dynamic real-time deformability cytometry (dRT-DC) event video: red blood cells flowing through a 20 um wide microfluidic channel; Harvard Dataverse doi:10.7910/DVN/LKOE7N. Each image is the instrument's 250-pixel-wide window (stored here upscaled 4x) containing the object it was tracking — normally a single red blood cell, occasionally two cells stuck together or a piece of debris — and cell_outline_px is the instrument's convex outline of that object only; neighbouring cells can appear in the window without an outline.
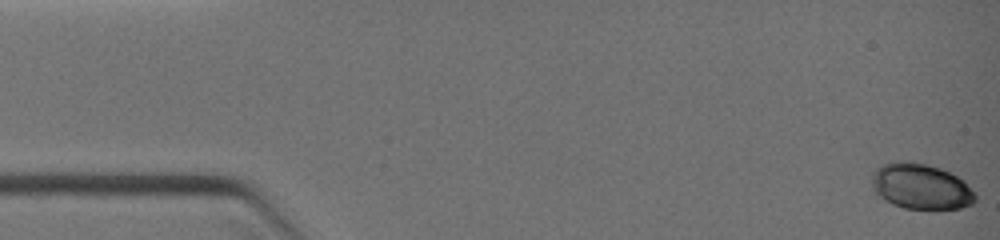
{"species": "common noctule bat (a hibernating species)", "species_latin": "Nyctalus noctula", "temperature_condition": "warm", "stored_images_in_passage": 18, "camera_frame_rate_fps": 3000, "um_per_image_px": 0.085, "animal": {"sex": "female", "body_mass_g": 19.0, "forearm_length_mm": 51.5}, "frame": {"image": 1, "passage_image": 1, "time_ms": 0.0, "image_size_px": [1000, 240], "cell_outline_px": [[976, 200], [972, 204], [960, 208], [904, 208], [892, 204], [876, 196], [872, 188], [872, 172], [880, 164], [900, 160], [904, 160], [928, 164], [940, 168], [964, 180], [976, 192]], "centroid_in_image_um": [78.24, 15.83], "position_along_channel_um": 6.8, "area_um2": 27.86}}
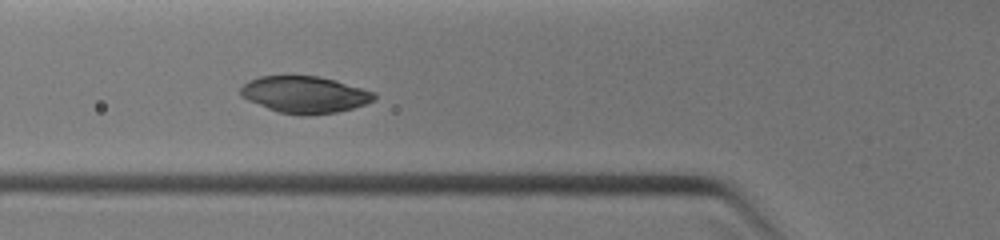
{"frame": {"image": 2, "passage_image": 11, "time_ms": 4.333, "image_size_px": [1000, 240], "cell_outline_px": [[376, 100], [352, 108], [336, 112], [308, 116], [300, 116], [276, 112], [248, 100], [240, 96], [240, 88], [248, 80], [260, 76], [316, 76], [332, 80], [376, 92]], "centroid_in_image_um": [25.87, 8.06], "position_along_channel_um": 99.9, "area_um2": 28.67}}
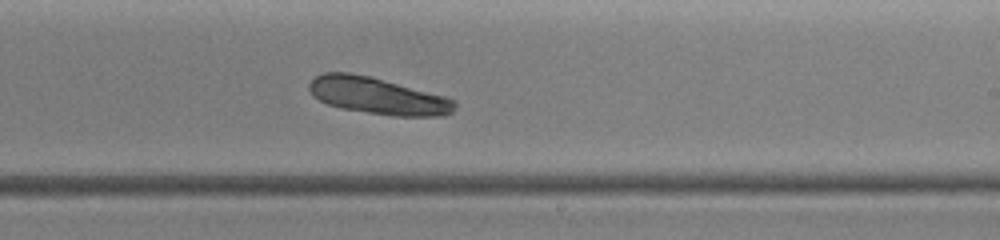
{"frame": {"image": 3, "passage_image": 18, "time_ms": 7.333, "image_size_px": [1000, 240], "cell_outline_px": [[456, 108], [452, 112], [444, 116], [392, 116], [340, 108], [328, 104], [312, 96], [308, 88], [308, 84], [316, 76], [324, 72], [348, 72], [372, 76], [444, 96], [456, 100]], "centroid_in_image_um": [32.11, 8.14], "position_along_channel_um": 256.9, "area_um2": 31.39}}